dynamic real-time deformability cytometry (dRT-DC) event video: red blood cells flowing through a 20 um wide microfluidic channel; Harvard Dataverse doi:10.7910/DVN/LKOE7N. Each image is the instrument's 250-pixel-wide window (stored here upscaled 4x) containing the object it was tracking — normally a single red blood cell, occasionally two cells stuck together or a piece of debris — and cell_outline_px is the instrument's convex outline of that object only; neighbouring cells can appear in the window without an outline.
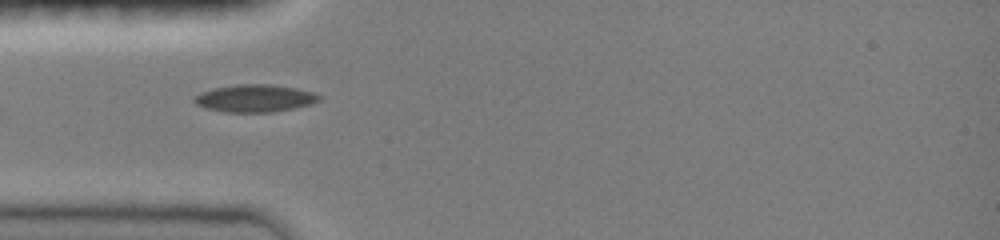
{"species": "common noctule bat (a hibernating species)", "species_latin": "Nyctalus noctula", "temperature_condition": "room temperature", "stored_images_in_passage": 6, "camera_frame_rate_fps": 3000, "um_per_image_px": 0.085, "animal": {"sex": "female", "body_mass_g": 19.0, "forearm_length_mm": 51.5}, "frame": {"image": 1, "passage_image": 1, "time_ms": 0.0, "image_size_px": [1000, 240], "cell_outline_px": [[320, 100], [312, 104], [272, 112], [224, 112], [204, 108], [196, 104], [192, 100], [192, 96], [200, 92], [212, 88], [236, 84], [272, 84], [296, 88], [312, 92], [320, 96]], "centroid_in_image_um": [21.59, 8.35], "position_along_channel_um": 63.4, "area_um2": 20.17}}
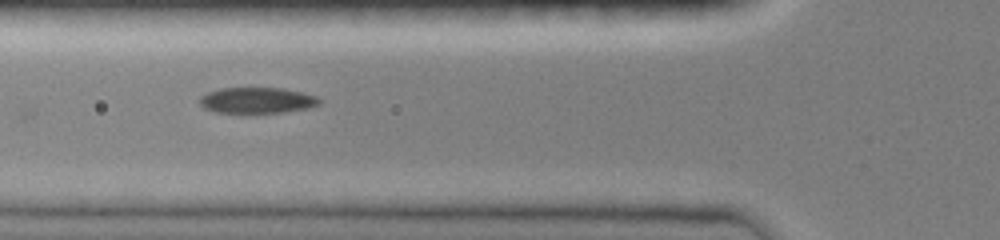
{"frame": {"image": 2, "passage_image": 4, "time_ms": 1.0, "image_size_px": [1000, 240], "cell_outline_px": [[324, 100], [320, 104], [308, 108], [284, 112], [212, 112], [204, 108], [200, 104], [200, 96], [208, 92], [220, 88], [284, 88], [316, 96]], "centroid_in_image_um": [21.86, 8.52], "position_along_channel_um": 103.9, "area_um2": 18.03}}